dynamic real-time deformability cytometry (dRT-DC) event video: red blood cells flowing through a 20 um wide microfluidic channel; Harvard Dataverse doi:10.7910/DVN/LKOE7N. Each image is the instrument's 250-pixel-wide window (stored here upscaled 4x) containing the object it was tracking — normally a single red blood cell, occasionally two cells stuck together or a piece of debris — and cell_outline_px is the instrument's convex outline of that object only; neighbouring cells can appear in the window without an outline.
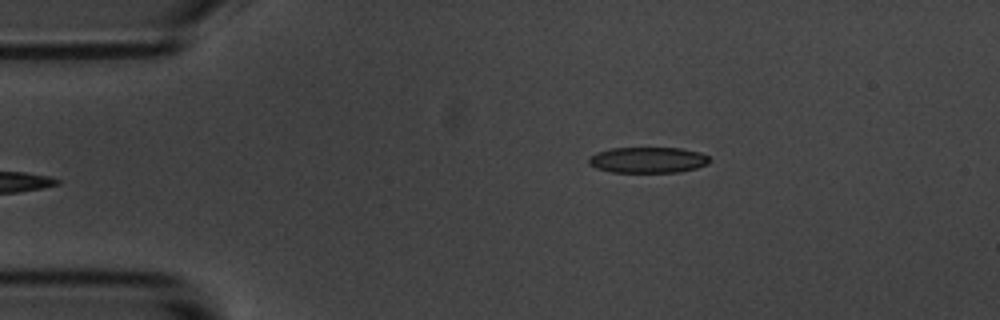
{"species": "common noctule bat (a hibernating species)", "species_latin": "Nyctalus noctula", "temperature_condition": "room temperature", "stored_images_in_passage": 6, "camera_frame_rate_fps": 3000, "um_per_image_px": 0.085, "animal": {"sex": "male", "body_mass_g": 20.1, "forearm_length_mm": 53.5}, "frame": {"image": 1, "passage_image": 6, "time_ms": 5.667, "image_size_px": [1000, 320], "cell_outline_px": [[712, 160], [708, 164], [696, 168], [680, 172], [612, 172], [596, 168], [588, 164], [588, 156], [596, 152], [612, 148], [680, 148], [700, 152], [708, 156]], "centroid_in_image_um": [55.07, 13.6], "position_along_channel_um": 29.9, "area_um2": 18.38}}